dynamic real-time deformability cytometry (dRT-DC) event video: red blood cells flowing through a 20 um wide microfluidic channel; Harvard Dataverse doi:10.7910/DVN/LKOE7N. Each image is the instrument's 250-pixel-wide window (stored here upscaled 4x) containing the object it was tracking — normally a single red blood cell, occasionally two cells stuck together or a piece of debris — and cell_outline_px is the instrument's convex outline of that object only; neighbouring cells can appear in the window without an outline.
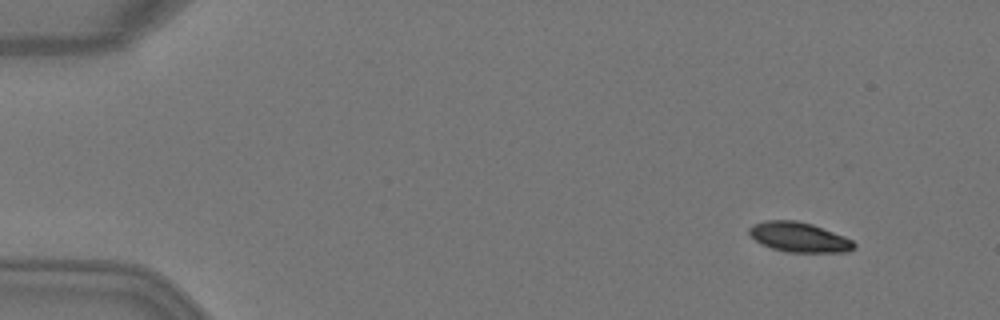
{"species": "Egyptian fruit bat (a non-hibernating species)", "species_latin": "Rousettus aegyptiacus", "temperature_condition": "warm", "stored_images_in_passage": 4, "camera_frame_rate_fps": 3000, "um_per_image_px": 0.085, "animal": {"sex": "female"}, "frame": {"image": 1, "passage_image": 1, "time_ms": 0.0, "image_size_px": [1000, 320], "cell_outline_px": [[856, 248], [848, 252], [788, 252], [772, 248], [760, 244], [748, 232], [748, 228], [752, 224], [764, 220], [796, 220], [812, 224], [844, 236], [852, 240], [856, 244]], "centroid_in_image_um": [67.92, 20.15], "position_along_channel_um": 17.1, "area_um2": 18.32}}